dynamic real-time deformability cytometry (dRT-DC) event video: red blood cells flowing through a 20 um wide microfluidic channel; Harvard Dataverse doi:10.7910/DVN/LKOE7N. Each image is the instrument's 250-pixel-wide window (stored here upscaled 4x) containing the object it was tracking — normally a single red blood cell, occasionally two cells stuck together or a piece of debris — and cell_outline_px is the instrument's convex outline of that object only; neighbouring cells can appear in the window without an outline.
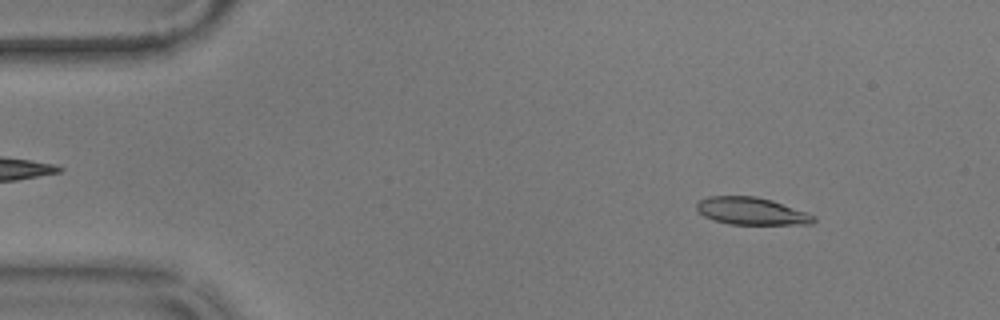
{"species": "common noctule bat (a hibernating species)", "species_latin": "Nyctalus noctula", "temperature_condition": "warm", "stored_images_in_passage": 55, "camera_frame_rate_fps": 3000, "um_per_image_px": 0.085, "animal": {"sex": "male", "body_mass_g": 17.9}, "frame": {"image": 1, "passage_image": 6, "time_ms": 1.667, "image_size_px": [1000, 320], "cell_outline_px": [[816, 220], [812, 224], [728, 224], [704, 216], [696, 208], [696, 204], [700, 200], [708, 196], [756, 196], [772, 200], [808, 212], [816, 216]], "centroid_in_image_um": [63.91, 17.94], "position_along_channel_um": 21.1, "area_um2": 18.67}}
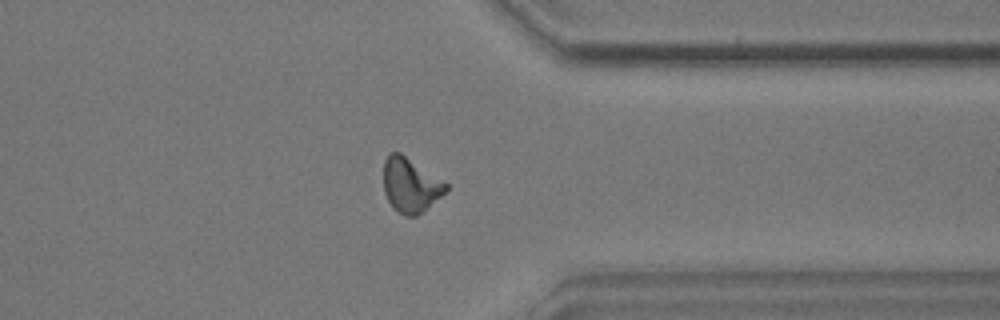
{"frame": {"image": 2, "passage_image": 43, "time_ms": 14.0, "image_size_px": [1000, 320], "cell_outline_px": [[448, 188], [440, 196], [416, 216], [404, 216], [392, 208], [384, 192], [384, 160], [392, 152], [400, 152], [448, 184]], "centroid_in_image_um": [34.85, 15.74], "position_along_channel_um": 376.5, "area_um2": 19.42}}
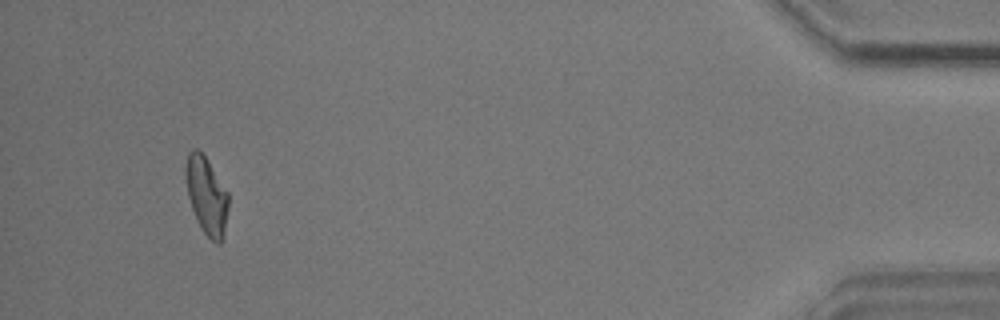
{"frame": {"image": 3, "passage_image": 52, "time_ms": 17.0, "image_size_px": [1000, 320], "cell_outline_px": [[228, 208], [224, 232], [220, 244], [216, 244], [200, 228], [196, 220], [188, 196], [184, 176], [184, 168], [188, 152], [192, 148], [196, 148], [204, 156], [228, 192]], "centroid_in_image_um": [17.53, 16.62], "position_along_channel_um": 417.7, "area_um2": 19.25}, "authors_computed_cell_mechanics": {"area_um2": 19.2474, "velocity_mm_per_s": 3.5805, "shape_relaxation_time_tau1_ms": 4.0162, "shape_relaxation_time_tau2_ms": 1.6319, "deformation_change_tau1": 0.164, "deformation_change_tau2": 0.0738}}